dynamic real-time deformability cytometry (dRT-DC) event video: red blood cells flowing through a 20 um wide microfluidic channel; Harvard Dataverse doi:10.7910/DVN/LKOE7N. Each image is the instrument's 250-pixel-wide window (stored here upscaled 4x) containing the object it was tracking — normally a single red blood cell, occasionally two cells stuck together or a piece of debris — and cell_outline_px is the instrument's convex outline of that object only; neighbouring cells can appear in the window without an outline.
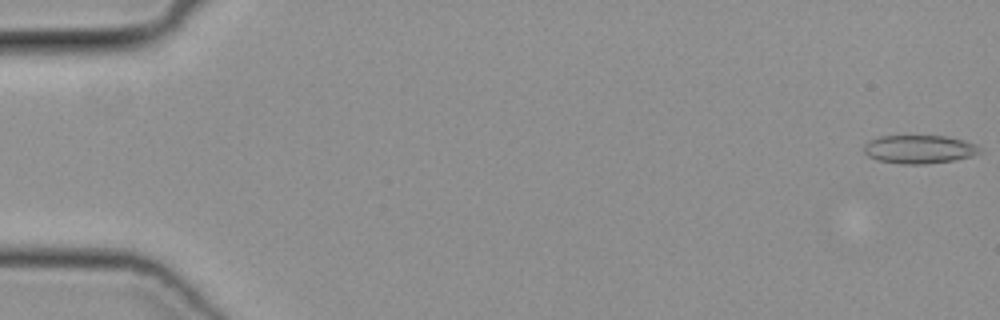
{"species": "common noctule bat (a hibernating species)", "species_latin": "Nyctalus noctula", "temperature_condition": "cold", "stored_images_in_passage": 11, "camera_frame_rate_fps": 3000, "um_per_image_px": 0.085, "animal": {"sex": "female", "body_mass_g": 19.3, "forearm_length_mm": 54.1}, "frame": {"image": 1, "passage_image": 1, "time_ms": 0.0, "image_size_px": [1000, 320], "cell_outline_px": [[984, 152], [972, 156], [952, 160], [924, 164], [900, 164], [876, 160], [868, 156], [864, 152], [864, 144], [868, 140], [880, 136], [944, 136], [964, 140], [976, 144]], "centroid_in_image_um": [78.13, 12.69], "position_along_channel_um": 6.9, "area_um2": 19.31}}